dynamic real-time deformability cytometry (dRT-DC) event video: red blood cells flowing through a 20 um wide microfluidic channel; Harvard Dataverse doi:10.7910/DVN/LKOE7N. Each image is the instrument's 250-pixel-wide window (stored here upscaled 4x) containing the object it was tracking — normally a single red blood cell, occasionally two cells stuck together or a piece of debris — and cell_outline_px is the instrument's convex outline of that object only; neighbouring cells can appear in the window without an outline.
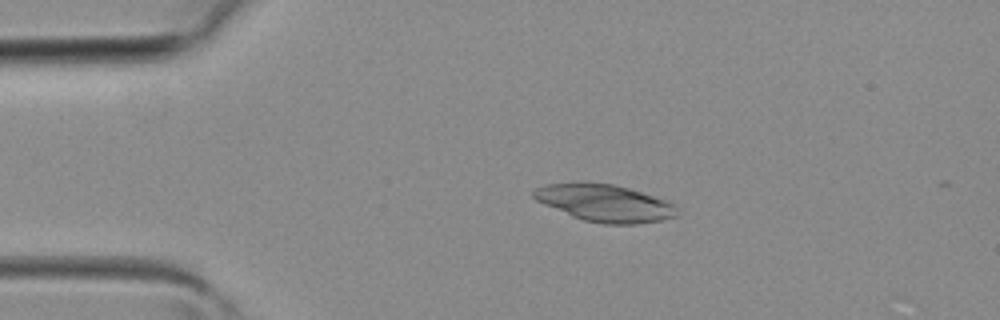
{"species": "common noctule bat (a hibernating species)", "species_latin": "Nyctalus noctula", "temperature_condition": "room temperature", "stored_images_in_passage": 4, "camera_frame_rate_fps": 3000, "um_per_image_px": 0.085, "animal": {"sex": "female", "body_mass_g": 19.3, "forearm_length_mm": 54.1}, "frame": {"image": 1, "passage_image": 2, "time_ms": 0.333, "image_size_px": [1000, 320], "cell_outline_px": [[676, 216], [660, 220], [636, 224], [604, 224], [584, 220], [572, 216], [544, 204], [536, 200], [532, 196], [532, 192], [536, 188], [544, 184], [580, 180], [584, 180], [612, 184], [628, 188], [668, 200], [676, 208]], "centroid_in_image_um": [51.34, 17.22], "position_along_channel_um": 33.7, "area_um2": 31.39}}